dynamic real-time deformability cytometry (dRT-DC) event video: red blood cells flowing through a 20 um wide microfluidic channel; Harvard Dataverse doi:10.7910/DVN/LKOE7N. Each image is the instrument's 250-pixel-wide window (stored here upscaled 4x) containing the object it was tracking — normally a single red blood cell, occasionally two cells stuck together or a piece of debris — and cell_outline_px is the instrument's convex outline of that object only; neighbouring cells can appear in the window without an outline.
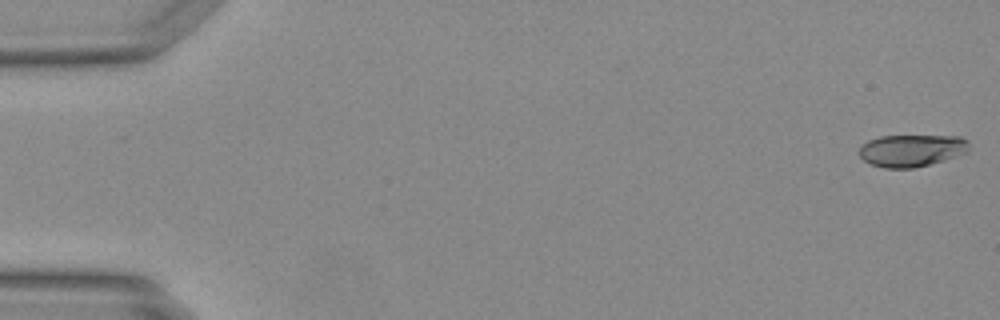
{"species": "Egyptian fruit bat (a non-hibernating species)", "species_latin": "Rousettus aegyptiacus", "temperature_condition": "warm", "stored_images_in_passage": 44, "camera_frame_rate_fps": 3000, "um_per_image_px": 0.085, "animal": {"sex": "female"}, "frame": {"image": 1, "passage_image": 1, "time_ms": 0.0, "image_size_px": [1000, 320], "cell_outline_px": [[968, 152], [944, 160], [912, 168], [884, 168], [872, 164], [864, 160], [860, 156], [860, 148], [868, 140], [880, 136], [960, 136], [968, 140]], "centroid_in_image_um": [77.5, 12.78], "position_along_channel_um": 7.5, "area_um2": 20.4}}
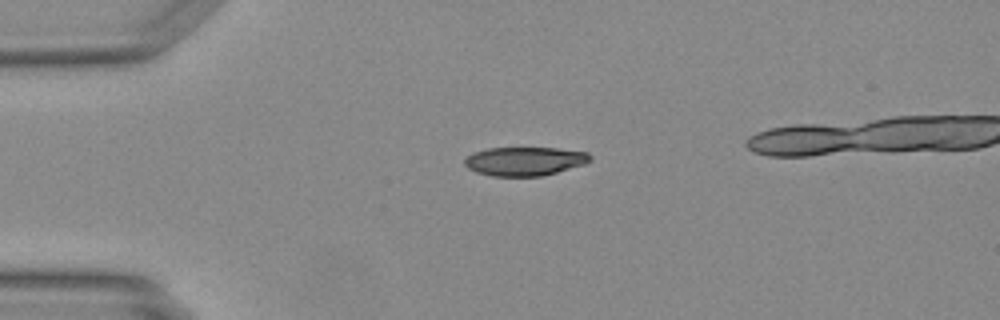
{"frame": {"image": 2, "passage_image": 12, "time_ms": 3.667, "image_size_px": [1000, 320], "cell_outline_px": [[592, 160], [584, 164], [556, 172], [540, 176], [492, 176], [476, 172], [468, 168], [464, 164], [464, 160], [472, 152], [488, 148], [556, 148], [588, 152], [592, 156]], "centroid_in_image_um": [44.59, 13.7], "position_along_channel_um": 40.4, "area_um2": 21.04}}
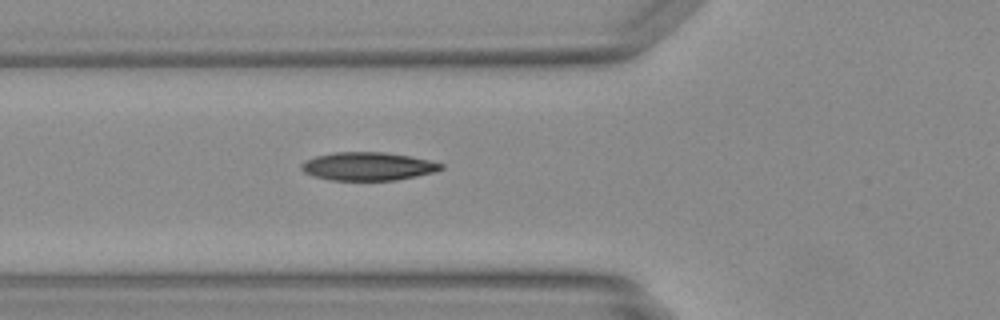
{"frame": {"image": 3, "passage_image": 18, "time_ms": 5.667, "image_size_px": [1000, 320], "cell_outline_px": [[444, 168], [436, 172], [396, 180], [332, 180], [316, 176], [304, 172], [300, 168], [300, 164], [304, 160], [316, 156], [332, 152], [384, 152], [408, 156], [428, 160], [444, 164]], "centroid_in_image_um": [31.27, 14.13], "position_along_channel_um": 94.5, "area_um2": 22.95}}